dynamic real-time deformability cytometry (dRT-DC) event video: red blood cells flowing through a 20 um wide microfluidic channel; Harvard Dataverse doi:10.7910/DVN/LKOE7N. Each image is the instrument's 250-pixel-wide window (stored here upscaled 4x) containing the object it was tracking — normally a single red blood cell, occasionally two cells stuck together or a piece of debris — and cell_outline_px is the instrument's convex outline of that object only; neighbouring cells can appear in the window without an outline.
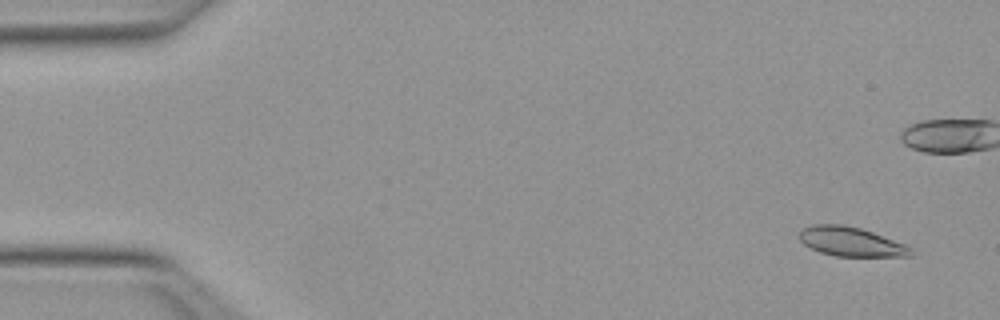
{"species": "Egyptian fruit bat (a non-hibernating species)", "species_latin": "Rousettus aegyptiacus", "temperature_condition": "warm", "stored_images_in_passage": 15, "camera_frame_rate_fps": 3000, "um_per_image_px": 0.085, "animal": {"sex": "female"}, "frame": {"image": 1, "passage_image": 3, "time_ms": 0.667, "image_size_px": [1000, 320], "cell_outline_px": [[912, 256], [836, 256], [820, 252], [804, 244], [800, 240], [800, 232], [804, 228], [812, 224], [840, 224], [860, 228], [872, 232], [904, 244], [912, 248]], "centroid_in_image_um": [72.32, 20.54], "position_along_channel_um": 12.7, "area_um2": 18.73}}